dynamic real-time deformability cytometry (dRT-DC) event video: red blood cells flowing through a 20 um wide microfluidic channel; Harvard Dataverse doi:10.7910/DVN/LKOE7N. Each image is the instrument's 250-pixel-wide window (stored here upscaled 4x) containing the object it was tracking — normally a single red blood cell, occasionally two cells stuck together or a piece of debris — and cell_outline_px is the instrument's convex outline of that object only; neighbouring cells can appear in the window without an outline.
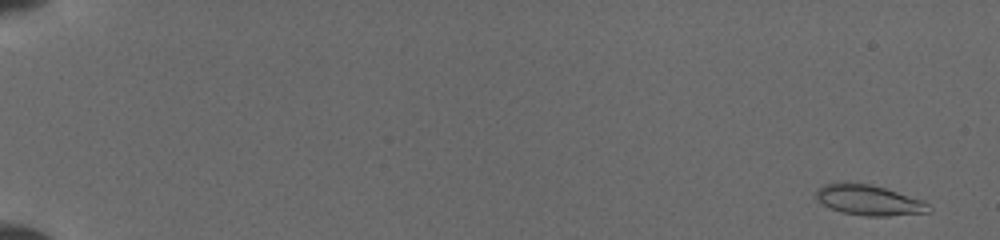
{"species": "common noctule bat (a hibernating species)", "species_latin": "Nyctalus noctula", "temperature_condition": "cold", "stored_images_in_passage": 62, "camera_frame_rate_fps": 3000, "um_per_image_px": 0.085, "animal": {"sex": "female", "body_mass_g": 19.5, "forearm_length_mm": 54.1}, "frame": {"image": 1, "passage_image": 2, "time_ms": 0.333, "image_size_px": [1000, 240], "cell_outline_px": [[932, 212], [888, 216], [864, 216], [844, 212], [832, 208], [824, 204], [816, 196], [816, 192], [824, 184], [868, 184], [884, 188], [924, 200], [932, 208]], "centroid_in_image_um": [73.97, 17.04], "position_along_channel_um": 11.0, "area_um2": 19.36}}
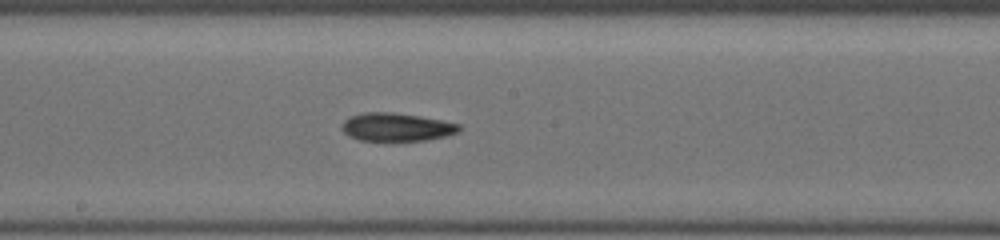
{"frame": {"image": 2, "passage_image": 46, "time_ms": 10.0, "image_size_px": [1000, 240], "cell_outline_px": [[460, 132], [428, 140], [360, 140], [348, 136], [344, 132], [344, 120], [352, 116], [364, 112], [392, 112], [420, 116], [460, 124]], "centroid_in_image_um": [33.73, 10.79], "position_along_channel_um": 214.5, "area_um2": 18.96}}
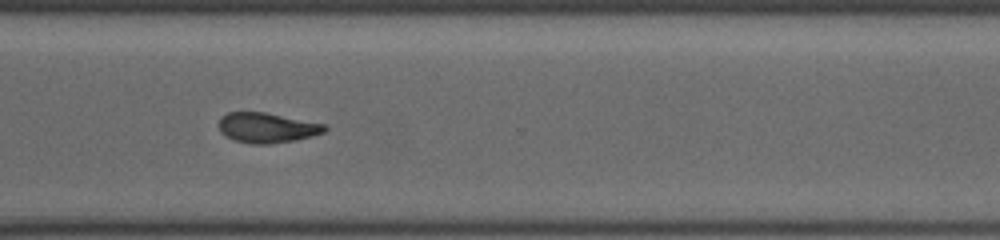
{"frame": {"image": 3, "passage_image": 61, "time_ms": 13.333, "image_size_px": [1000, 240], "cell_outline_px": [[328, 128], [324, 132], [312, 136], [296, 140], [268, 144], [252, 144], [232, 140], [220, 132], [220, 116], [228, 112], [264, 112], [324, 124]], "centroid_in_image_um": [22.67, 10.86], "position_along_channel_um": 347.9, "area_um2": 18.5}}